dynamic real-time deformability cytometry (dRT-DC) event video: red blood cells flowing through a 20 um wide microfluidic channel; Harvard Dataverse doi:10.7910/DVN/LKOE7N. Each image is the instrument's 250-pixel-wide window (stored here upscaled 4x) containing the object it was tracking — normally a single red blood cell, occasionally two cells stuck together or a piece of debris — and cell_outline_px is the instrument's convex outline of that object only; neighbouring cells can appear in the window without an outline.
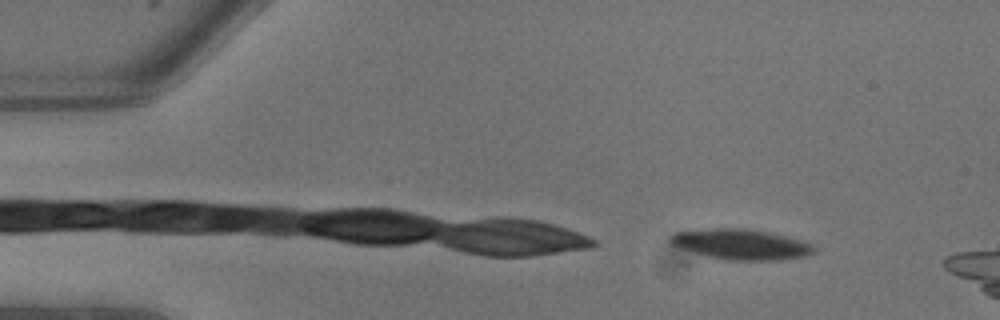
{"species": "common noctule bat (a hibernating species)", "species_latin": "Nyctalus noctula", "temperature_condition": "warm", "stored_images_in_passage": 5, "camera_frame_rate_fps": 3000, "um_per_image_px": 0.085, "animal": {"sex": "male", "body_mass_g": 13.3}, "frame": {"image": 1, "passage_image": 2, "time_ms": 0.333, "image_size_px": [1000, 320], "cell_outline_px": [[816, 252], [804, 256], [780, 260], [728, 260], [708, 256], [668, 244], [668, 240], [676, 232], [708, 228], [744, 228], [768, 232], [788, 236], [812, 244], [816, 248]], "centroid_in_image_um": [63.0, 20.76], "position_along_channel_um": 22.0, "area_um2": 25.43}}